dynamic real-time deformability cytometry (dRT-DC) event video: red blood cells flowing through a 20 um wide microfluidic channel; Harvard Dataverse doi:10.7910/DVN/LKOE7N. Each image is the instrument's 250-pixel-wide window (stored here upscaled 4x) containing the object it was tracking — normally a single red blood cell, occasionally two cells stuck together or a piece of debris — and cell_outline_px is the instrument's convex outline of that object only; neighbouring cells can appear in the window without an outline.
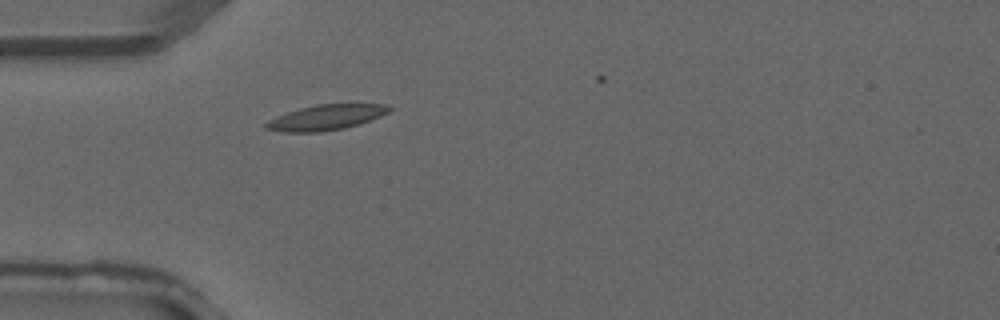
{"species": "common noctule bat (a hibernating species)", "species_latin": "Nyctalus noctula", "temperature_condition": "warm", "stored_images_in_passage": 3, "camera_frame_rate_fps": 3000, "um_per_image_px": 0.085, "animal": {"sex": "male", "forearm_length_mm": 52.5}, "frame": {"image": 1, "passage_image": 3, "time_ms": 0.667, "image_size_px": [1000, 320], "cell_outline_px": [[392, 108], [388, 112], [380, 116], [344, 128], [320, 132], [284, 132], [264, 128], [264, 124], [268, 120], [276, 116], [300, 108], [316, 104], [384, 104]], "centroid_in_image_um": [27.65, 9.98], "position_along_channel_um": 57.3, "area_um2": 17.92}}